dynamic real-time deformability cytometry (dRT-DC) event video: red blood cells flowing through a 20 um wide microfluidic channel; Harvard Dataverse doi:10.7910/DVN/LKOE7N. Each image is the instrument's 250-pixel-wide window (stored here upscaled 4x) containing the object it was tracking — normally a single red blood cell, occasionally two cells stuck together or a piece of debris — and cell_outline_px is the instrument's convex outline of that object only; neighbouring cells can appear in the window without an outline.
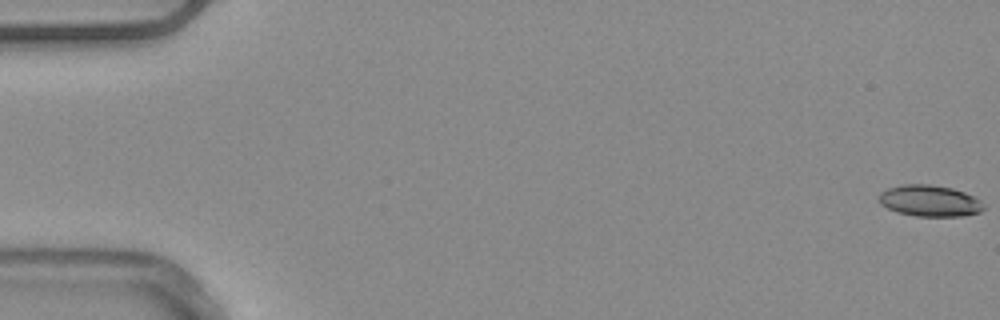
{"species": "common noctule bat (a hibernating species)", "species_latin": "Nyctalus noctula", "temperature_condition": "warm", "stored_images_in_passage": 11, "camera_frame_rate_fps": 3000, "um_per_image_px": 0.085, "animal": {"sex": "male", "body_mass_g": 20.4}, "frame": {"image": 1, "passage_image": 1, "time_ms": 0.0, "image_size_px": [1000, 320], "cell_outline_px": [[984, 208], [980, 212], [964, 216], [916, 216], [896, 212], [880, 204], [876, 200], [880, 192], [888, 188], [904, 184], [928, 184], [952, 188], [964, 192], [980, 200], [984, 204]], "centroid_in_image_um": [78.99, 17.07], "position_along_channel_um": 6.0, "area_um2": 19.25}}